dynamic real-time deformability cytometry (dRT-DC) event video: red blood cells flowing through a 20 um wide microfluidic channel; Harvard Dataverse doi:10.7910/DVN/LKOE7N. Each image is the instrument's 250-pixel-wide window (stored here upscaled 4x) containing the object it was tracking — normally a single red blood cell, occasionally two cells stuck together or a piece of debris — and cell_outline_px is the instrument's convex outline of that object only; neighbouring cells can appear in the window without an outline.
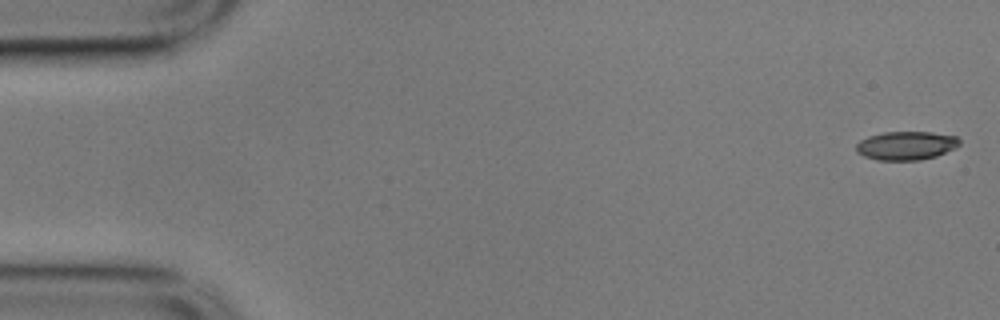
{"species": "common noctule bat (a hibernating species)", "species_latin": "Nyctalus noctula", "temperature_condition": "cold", "stored_images_in_passage": 56, "camera_frame_rate_fps": 3000, "um_per_image_px": 0.085, "animal": {"sex": "male", "body_mass_g": 17.9}, "frame": {"image": 1, "passage_image": 1, "time_ms": 0.0, "image_size_px": [1000, 320], "cell_outline_px": [[960, 144], [956, 148], [936, 156], [920, 160], [876, 160], [864, 156], [856, 152], [856, 144], [860, 140], [868, 136], [884, 132], [932, 132], [956, 136], [960, 140]], "centroid_in_image_um": [77.02, 12.37], "position_along_channel_um": 8.0, "area_um2": 17.34}}
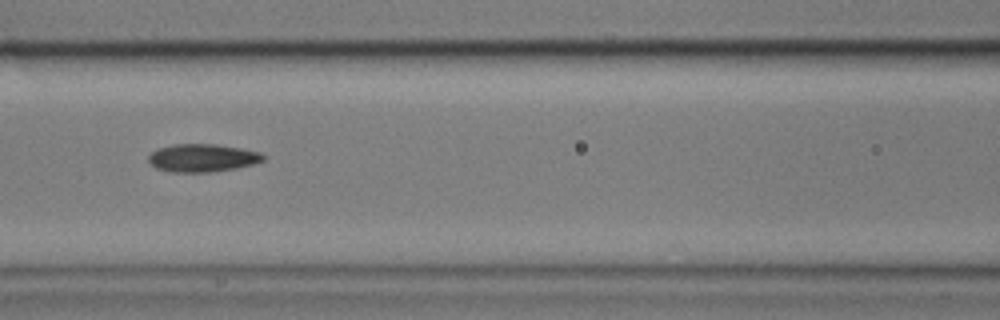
{"frame": {"image": 2, "passage_image": 24, "time_ms": 7.667, "image_size_px": [1000, 320], "cell_outline_px": [[264, 160], [252, 164], [236, 168], [208, 172], [168, 172], [156, 168], [148, 160], [148, 156], [152, 152], [160, 148], [176, 144], [216, 144], [240, 148], [260, 152], [264, 156]], "centroid_in_image_um": [17.19, 13.42], "position_along_channel_um": 149.4, "area_um2": 18.5}}
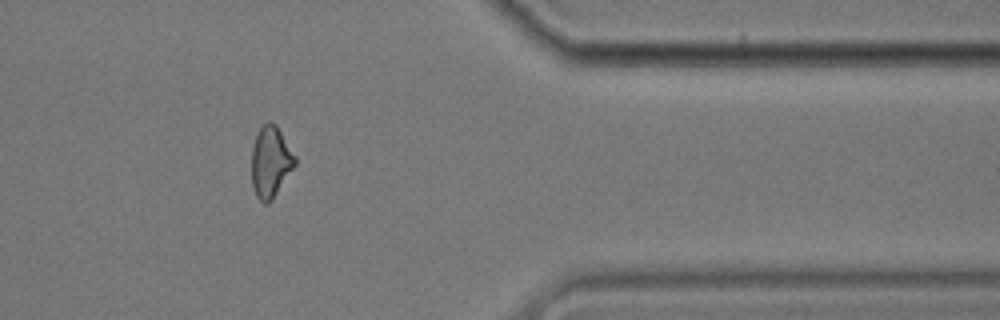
{"frame": {"image": 3, "passage_image": 46, "time_ms": 15.0, "image_size_px": [1000, 320], "cell_outline_px": [[296, 164], [272, 200], [268, 204], [264, 204], [256, 196], [252, 188], [252, 148], [256, 136], [260, 128], [268, 120], [272, 120], [276, 124], [296, 156]], "centroid_in_image_um": [23.0, 13.76], "position_along_channel_um": 388.4, "area_um2": 18.09}, "authors_computed_cell_mechanics": {"area_um2": 18.3804, "velocity_mm_per_s": 3.5278, "shape_relaxation_time_tau1_ms": 4.5427, "shape_relaxation_time_tau2_ms": 5.8148, "deformation_change_tau1": 0.1487, "deformation_change_tau2": 0.1299}}